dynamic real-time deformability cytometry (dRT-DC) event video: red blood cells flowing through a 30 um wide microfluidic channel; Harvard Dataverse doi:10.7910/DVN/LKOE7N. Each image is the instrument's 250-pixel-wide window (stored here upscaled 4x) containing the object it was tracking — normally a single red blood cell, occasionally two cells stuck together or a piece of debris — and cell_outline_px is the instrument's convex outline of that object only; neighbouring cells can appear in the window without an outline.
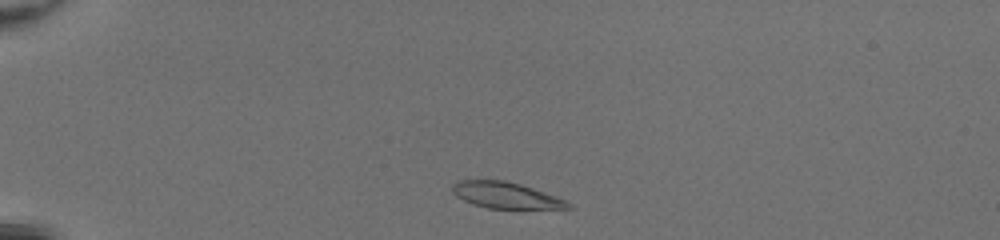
{"species": "common noctule bat (a hibernating species)", "species_latin": "Nyctalus noctula", "temperature_condition": "room temperature", "stored_images_in_passage": 39, "camera_frame_rate_fps": 3000, "um_per_image_px": 0.085, "animal": {"sex": "female", "body_mass_g": 20.0, "forearm_length_mm": 54.0}, "frame": {"image": 1, "passage_image": 2, "time_ms": 0.333, "image_size_px": [1000, 240], "cell_outline_px": [[576, 208], [488, 208], [472, 204], [456, 196], [452, 192], [452, 184], [456, 180], [504, 180], [520, 184], [568, 200]], "centroid_in_image_um": [43.0, 16.59], "position_along_channel_um": 42.0, "area_um2": 17.69}}
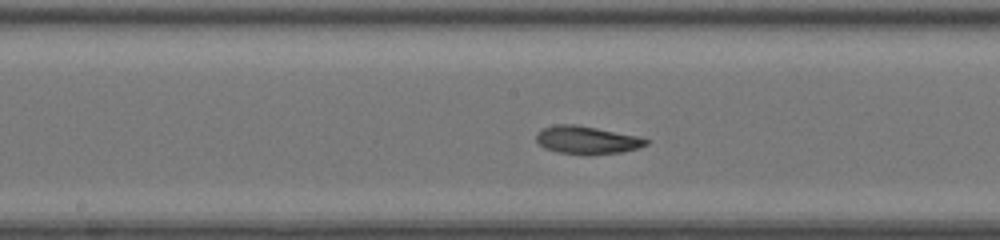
{"frame": {"image": 2, "passage_image": 17, "time_ms": 5.333, "image_size_px": [1000, 240], "cell_outline_px": [[652, 140], [648, 144], [640, 148], [620, 152], [588, 156], [556, 152], [544, 148], [536, 140], [536, 132], [544, 128], [556, 124], [576, 124], [636, 136]], "centroid_in_image_um": [49.88, 11.92], "position_along_channel_um": 198.3, "area_um2": 18.09}}
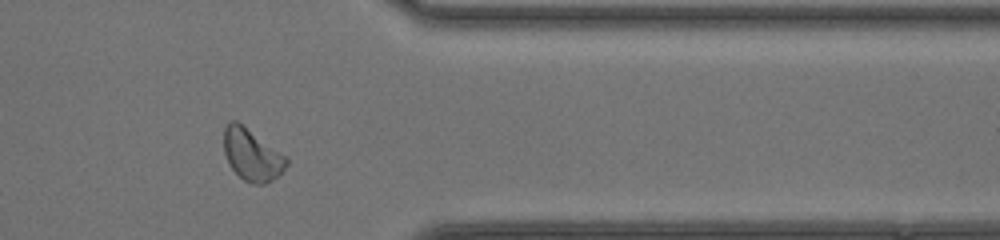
{"frame": {"image": 3, "passage_image": 31, "time_ms": 10.0, "image_size_px": [1000, 240], "cell_outline_px": [[288, 164], [272, 180], [264, 184], [252, 184], [244, 180], [228, 164], [224, 152], [224, 128], [228, 120], [236, 120], [288, 156]], "centroid_in_image_um": [21.41, 13.13], "position_along_channel_um": 390.0, "area_um2": 18.96}, "authors_computed_cell_mechanics": {"area_um2": 18.4382, "velocity_mm_per_s": 4.2612, "shape_relaxation_time_tau1_ms": 9.036, "shape_relaxation_time_tau2_ms": 2.3124, "deformation_change_tau1": 0.2014, "deformation_change_tau2": 0.0871}}